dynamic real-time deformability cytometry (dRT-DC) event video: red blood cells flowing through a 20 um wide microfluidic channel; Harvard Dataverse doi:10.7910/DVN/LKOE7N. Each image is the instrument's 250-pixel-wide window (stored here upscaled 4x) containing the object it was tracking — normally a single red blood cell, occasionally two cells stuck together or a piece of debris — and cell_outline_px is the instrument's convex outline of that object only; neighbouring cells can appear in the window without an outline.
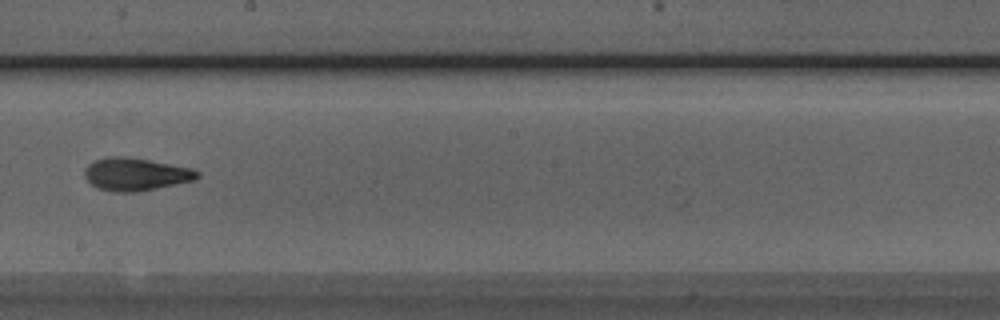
{"species": "Egyptian fruit bat (a non-hibernating species)", "species_latin": "Rousettus aegyptiacus", "temperature_condition": "room temperature", "stored_images_in_passage": 8, "camera_frame_rate_fps": 3000, "um_per_image_px": 0.085, "animal": {"sex": "male"}, "frame": {"image": 1, "passage_image": 8, "time_ms": 2.333, "image_size_px": [1000, 320], "cell_outline_px": [[200, 176], [196, 180], [136, 192], [116, 192], [100, 188], [92, 184], [84, 176], [84, 168], [88, 164], [96, 160], [108, 156], [128, 156], [192, 168], [200, 172]], "centroid_in_image_um": [11.55, 14.8], "position_along_channel_um": 236.6, "area_um2": 21.5}}